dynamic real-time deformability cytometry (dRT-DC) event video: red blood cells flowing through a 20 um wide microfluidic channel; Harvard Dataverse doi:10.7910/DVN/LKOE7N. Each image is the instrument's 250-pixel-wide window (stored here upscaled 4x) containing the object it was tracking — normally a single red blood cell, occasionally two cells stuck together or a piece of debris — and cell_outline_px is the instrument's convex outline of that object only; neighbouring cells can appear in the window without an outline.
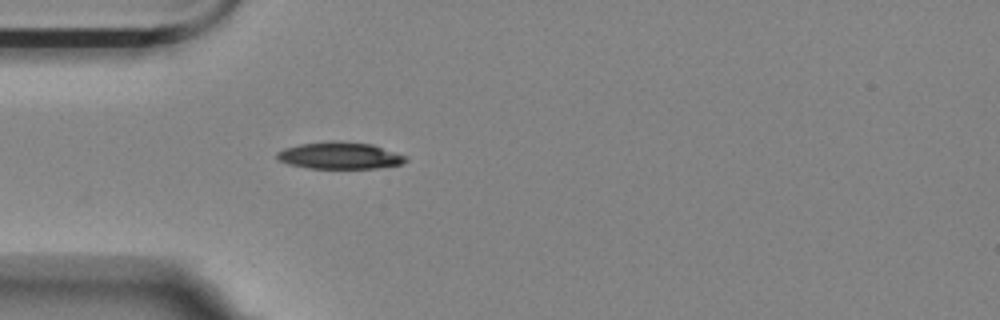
{"species": "Egyptian fruit bat (a non-hibernating species)", "species_latin": "Rousettus aegyptiacus", "temperature_condition": "room temperature", "stored_images_in_passage": 38, "camera_frame_rate_fps": 3000, "um_per_image_px": 0.085, "animal": {"sex": "female"}, "frame": {"image": 1, "passage_image": 1, "time_ms": 0.0, "image_size_px": [1000, 320], "cell_outline_px": [[408, 160], [400, 164], [376, 168], [308, 168], [288, 164], [276, 160], [276, 152], [284, 148], [300, 144], [332, 140], [340, 140], [372, 144], [408, 156]], "centroid_in_image_um": [28.86, 13.21], "position_along_channel_um": 56.1, "area_um2": 20.4}}
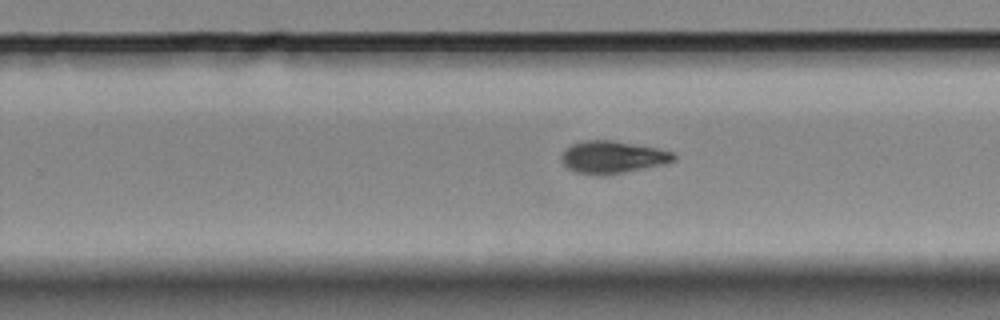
{"frame": {"image": 2, "passage_image": 20, "time_ms": 6.333, "image_size_px": [1000, 320], "cell_outline_px": [[676, 160], [664, 164], [600, 176], [576, 172], [568, 168], [560, 160], [560, 156], [564, 148], [580, 140], [612, 140], [656, 148], [672, 152], [676, 156]], "centroid_in_image_um": [52.01, 13.34], "position_along_channel_um": 277.8, "area_um2": 21.15}}
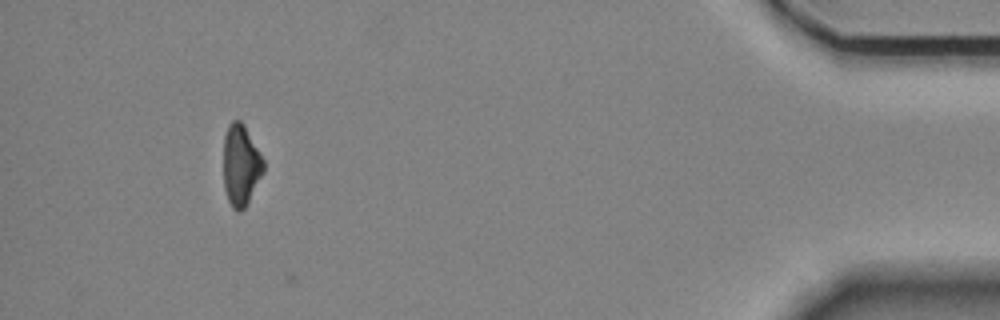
{"frame": {"image": 3, "passage_image": 37, "time_ms": 12.0, "image_size_px": [1000, 320], "cell_outline_px": [[264, 172], [244, 208], [240, 212], [236, 212], [232, 208], [228, 200], [224, 188], [224, 136], [228, 124], [232, 120], [240, 120], [244, 124], [264, 160]], "centroid_in_image_um": [20.47, 14.03], "position_along_channel_um": 414.7, "area_um2": 18.96}, "authors_computed_cell_mechanics": {"area_um2": 20.8947, "velocity_mm_per_s": 3.5599, "shape_relaxation_time_tau1_ms": 4.4443, "shape_relaxation_time_tau2_ms": 8.396, "deformation_change_tau1": 0.1282, "deformation_change_tau2": 0.1453}}